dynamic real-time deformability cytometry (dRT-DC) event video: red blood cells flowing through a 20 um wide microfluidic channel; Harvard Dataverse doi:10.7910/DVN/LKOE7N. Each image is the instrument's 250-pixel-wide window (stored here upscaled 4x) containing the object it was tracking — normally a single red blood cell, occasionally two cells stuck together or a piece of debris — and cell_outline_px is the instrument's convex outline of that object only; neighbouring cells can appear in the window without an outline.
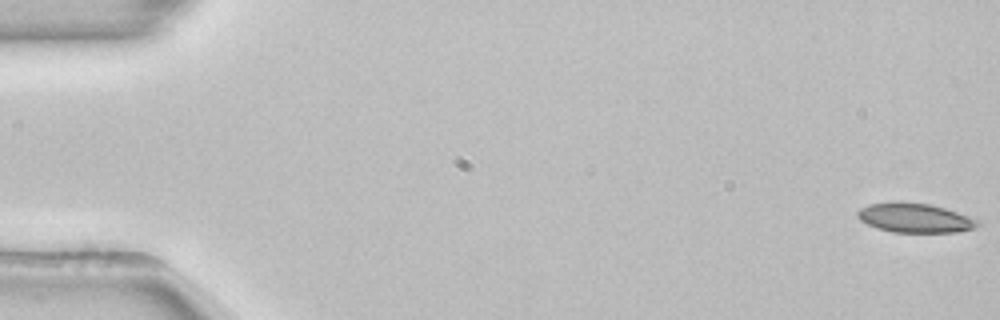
{"species": "common noctule bat (a hibernating species)", "species_latin": "Nyctalus noctula", "temperature_condition": "room temperature", "stored_images_in_passage": 17, "camera_frame_rate_fps": 3000, "um_per_image_px": 0.085, "animal": {"sex": "female", "body_mass_g": 22.7, "forearm_length_mm": 54.2}, "frame": {"image": 1, "passage_image": 1, "time_ms": 0.0, "image_size_px": [1000, 320], "cell_outline_px": [[980, 224], [972, 228], [956, 232], [892, 232], [876, 228], [860, 220], [856, 216], [856, 212], [860, 208], [868, 204], [892, 200], [900, 200], [932, 204], [980, 220]], "centroid_in_image_um": [77.7, 18.49], "position_along_channel_um": 7.3, "area_um2": 20.92}}
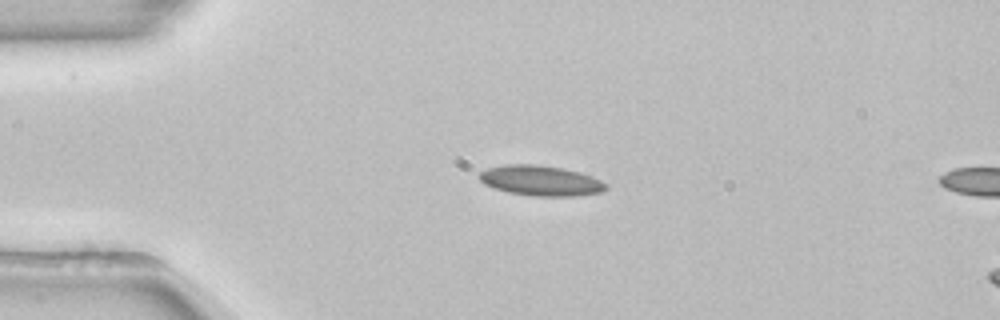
{"frame": {"image": 2, "passage_image": 13, "time_ms": 4.0, "image_size_px": [1000, 320], "cell_outline_px": [[608, 188], [604, 192], [576, 196], [536, 196], [508, 192], [492, 188], [484, 184], [476, 176], [480, 172], [488, 168], [504, 164], [536, 164], [564, 168], [580, 172], [592, 176], [608, 184]], "centroid_in_image_um": [45.97, 15.35], "position_along_channel_um": 39.0, "area_um2": 22.66}}